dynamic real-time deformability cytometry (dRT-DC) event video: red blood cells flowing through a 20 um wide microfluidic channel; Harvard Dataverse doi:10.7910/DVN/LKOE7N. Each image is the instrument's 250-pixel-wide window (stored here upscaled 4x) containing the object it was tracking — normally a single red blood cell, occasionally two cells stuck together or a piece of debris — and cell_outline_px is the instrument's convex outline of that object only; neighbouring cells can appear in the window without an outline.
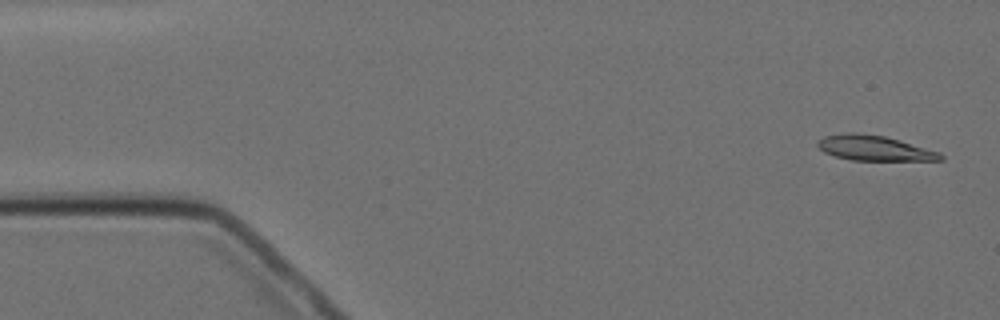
{"species": "Egyptian fruit bat (a non-hibernating species)", "species_latin": "Rousettus aegyptiacus", "temperature_condition": "cold", "stored_images_in_passage": 7, "camera_frame_rate_fps": 3000, "um_per_image_px": 0.085, "animal": {"sex": "female"}, "frame": {"image": 1, "passage_image": 1, "time_ms": 0.0, "image_size_px": [1000, 320], "cell_outline_px": [[944, 160], [852, 160], [836, 156], [824, 152], [816, 144], [816, 140], [824, 136], [844, 132], [856, 132], [884, 136], [900, 140], [940, 152], [944, 156]], "centroid_in_image_um": [74.29, 12.57], "position_along_channel_um": 10.7, "area_um2": 18.03}}
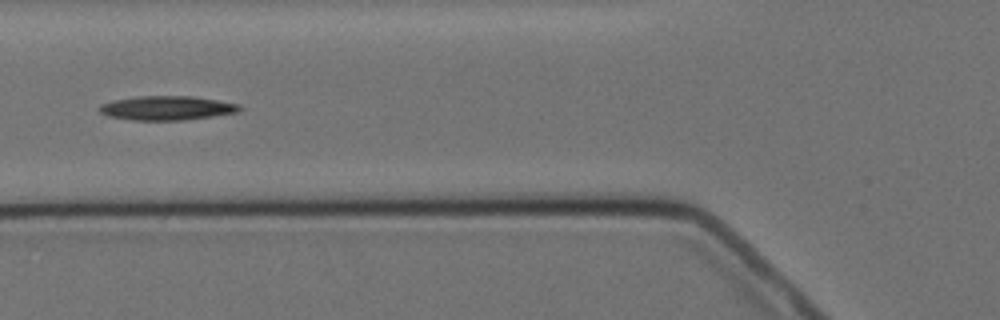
{"frame": {"image": 2, "passage_image": 6, "time_ms": 6.0, "image_size_px": [1000, 320], "cell_outline_px": [[244, 108], [240, 112], [184, 120], [132, 120], [108, 116], [100, 112], [96, 108], [100, 104], [112, 100], [136, 96], [192, 96], [240, 104]], "centroid_in_image_um": [14.17, 9.18], "position_along_channel_um": 111.6, "area_um2": 19.94}}
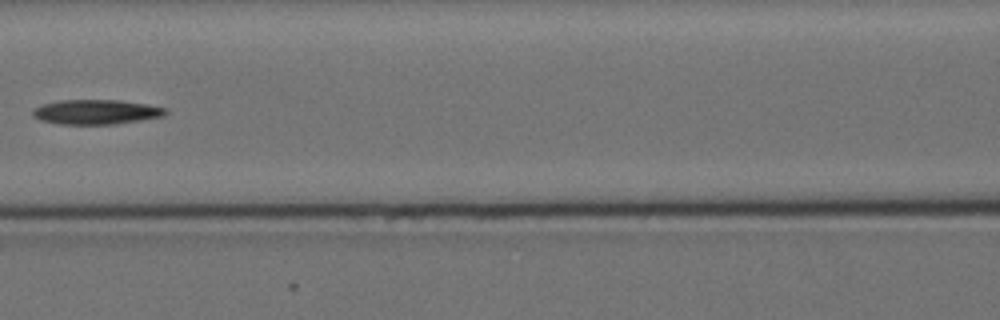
{"frame": {"image": 3, "passage_image": 7, "time_ms": 7.333, "image_size_px": [1000, 320], "cell_outline_px": [[168, 112], [164, 116], [116, 124], [60, 124], [40, 120], [32, 116], [32, 108], [40, 104], [60, 100], [120, 100], [148, 104], [168, 108]], "centroid_in_image_um": [8.16, 9.51], "position_along_channel_um": 158.4, "area_um2": 19.36}}